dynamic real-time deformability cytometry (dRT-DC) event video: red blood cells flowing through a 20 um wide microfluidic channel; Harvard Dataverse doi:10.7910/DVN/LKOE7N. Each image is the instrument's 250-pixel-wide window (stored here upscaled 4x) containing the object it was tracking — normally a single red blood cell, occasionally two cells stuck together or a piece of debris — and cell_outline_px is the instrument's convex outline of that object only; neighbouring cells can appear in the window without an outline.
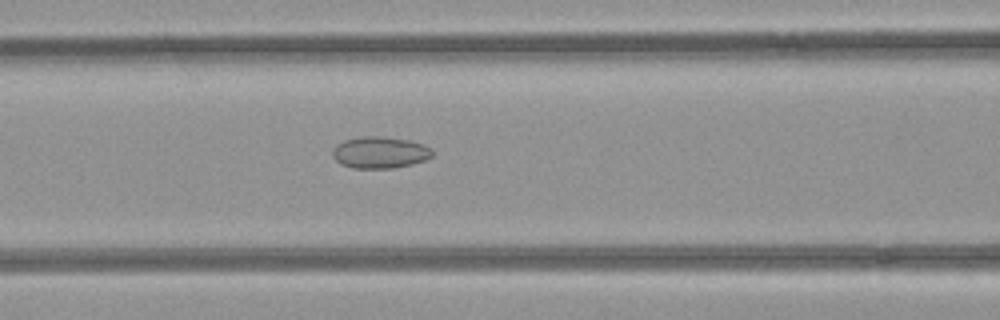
{"species": "common noctule bat (a hibernating species)", "species_latin": "Nyctalus noctula", "temperature_condition": "room temperature", "stored_images_in_passage": 28, "camera_frame_rate_fps": 3000, "um_per_image_px": 0.085, "animal": {"sex": "female", "body_mass_g": 21.9}, "frame": {"image": 1, "passage_image": 5, "time_ms": 1.333, "image_size_px": [1000, 320], "cell_outline_px": [[432, 156], [408, 164], [388, 168], [356, 168], [344, 164], [336, 160], [336, 148], [340, 144], [348, 140], [404, 140], [420, 144], [428, 148], [432, 152]], "centroid_in_image_um": [32.33, 13.03], "position_along_channel_um": 134.3, "area_um2": 16.07}}
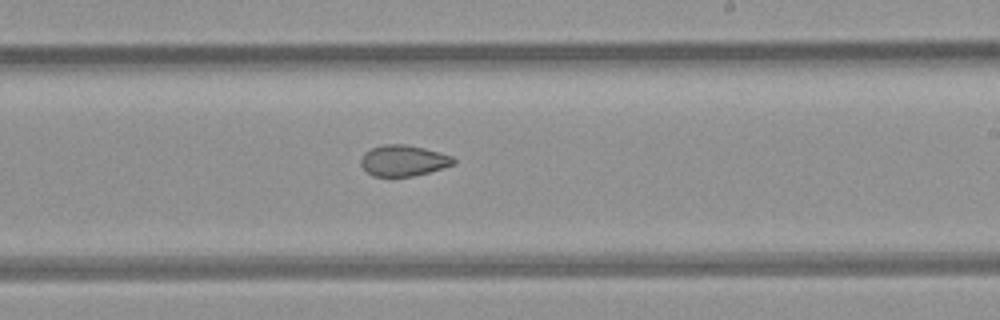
{"frame": {"image": 2, "passage_image": 14, "time_ms": 4.333, "image_size_px": [1000, 320], "cell_outline_px": [[456, 160], [452, 164], [428, 172], [408, 176], [376, 176], [368, 172], [364, 168], [364, 156], [372, 148], [392, 144], [400, 144], [420, 148], [436, 152], [448, 156]], "centroid_in_image_um": [34.3, 13.66], "position_along_channel_um": 254.7, "area_um2": 15.49}}
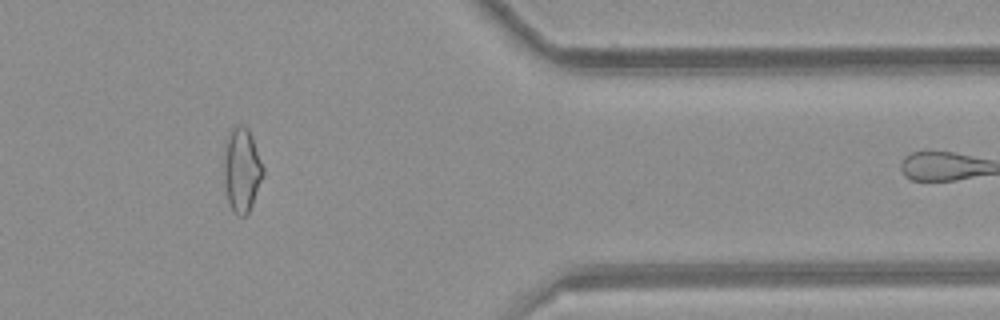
{"frame": {"image": 3, "passage_image": 26, "time_ms": 8.333, "image_size_px": [1000, 320], "cell_outline_px": [[264, 172], [248, 212], [244, 216], [236, 212], [232, 208], [228, 196], [228, 144], [232, 132], [244, 128], [248, 132], [252, 140]], "centroid_in_image_um": [20.64, 14.56], "position_along_channel_um": 390.8, "area_um2": 16.18}}